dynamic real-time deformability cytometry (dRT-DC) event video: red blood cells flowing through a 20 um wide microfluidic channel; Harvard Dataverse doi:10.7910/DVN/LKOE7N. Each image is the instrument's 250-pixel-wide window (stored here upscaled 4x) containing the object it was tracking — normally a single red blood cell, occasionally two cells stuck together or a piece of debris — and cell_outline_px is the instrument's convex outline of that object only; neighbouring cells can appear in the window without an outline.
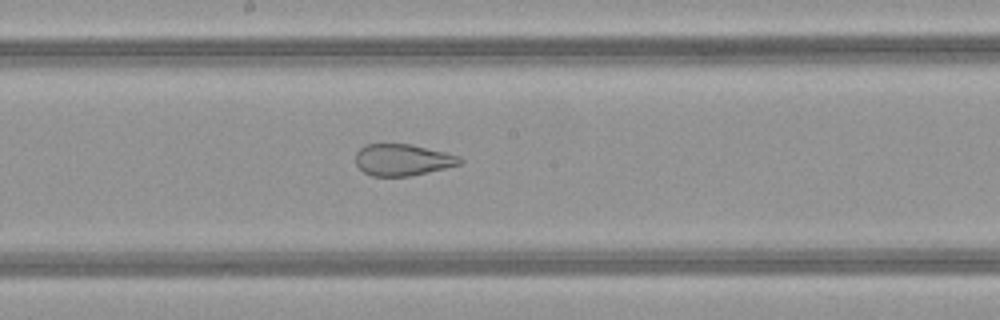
{"species": "common noctule bat (a hibernating species)", "species_latin": "Nyctalus noctula", "temperature_condition": "warm", "stored_images_in_passage": 37, "camera_frame_rate_fps": 3000, "um_per_image_px": 0.085, "animal": {"sex": "female", "body_mass_g": 21.9}, "frame": {"image": 1, "passage_image": 16, "time_ms": 5.0, "image_size_px": [1000, 320], "cell_outline_px": [[464, 160], [460, 164], [412, 176], [372, 176], [364, 172], [356, 164], [356, 152], [364, 144], [412, 144], [460, 156]], "centroid_in_image_um": [34.22, 13.58], "position_along_channel_um": 214.0, "area_um2": 19.19}, "authors_computed_cell_mechanics": {"area_um2": 25.143, "velocity_mm_per_s": 4.155, "shape_relaxation_time_tau1_ms": null, "shape_relaxation_time_tau2_ms": 0.9901, "deformation_change_tau1": null, "deformation_change_tau2": 0.0909}}